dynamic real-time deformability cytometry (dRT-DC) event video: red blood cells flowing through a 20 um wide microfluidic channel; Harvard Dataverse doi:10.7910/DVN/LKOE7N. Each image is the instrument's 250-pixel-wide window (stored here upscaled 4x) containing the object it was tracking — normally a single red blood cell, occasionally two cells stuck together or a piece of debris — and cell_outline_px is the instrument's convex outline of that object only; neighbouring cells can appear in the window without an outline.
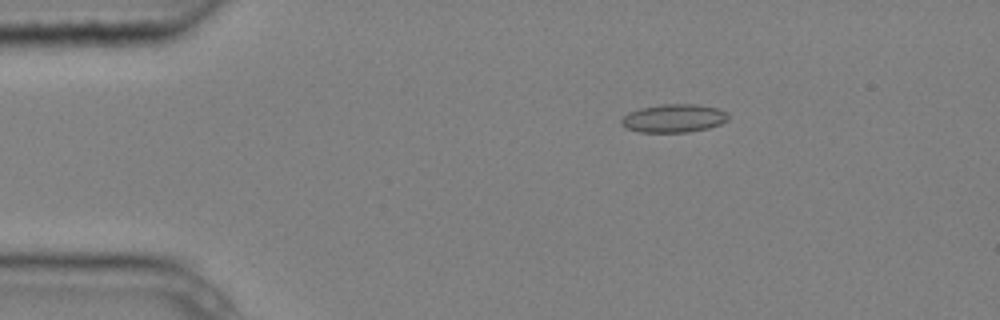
{"species": "common noctule bat (a hibernating species)", "species_latin": "Nyctalus noctula", "temperature_condition": "cold", "stored_images_in_passage": 4, "camera_frame_rate_fps": 3000, "um_per_image_px": 0.085, "animal": {"sex": "male", "body_mass_g": 20.4}, "frame": {"image": 1, "passage_image": 4, "time_ms": 1.0, "image_size_px": [1000, 320], "cell_outline_px": [[728, 120], [720, 124], [708, 128], [688, 132], [640, 132], [624, 128], [620, 124], [620, 120], [628, 112], [640, 108], [660, 104], [696, 104], [720, 108], [728, 112]], "centroid_in_image_um": [57.26, 10.05], "position_along_channel_um": 27.7, "area_um2": 17.86}}